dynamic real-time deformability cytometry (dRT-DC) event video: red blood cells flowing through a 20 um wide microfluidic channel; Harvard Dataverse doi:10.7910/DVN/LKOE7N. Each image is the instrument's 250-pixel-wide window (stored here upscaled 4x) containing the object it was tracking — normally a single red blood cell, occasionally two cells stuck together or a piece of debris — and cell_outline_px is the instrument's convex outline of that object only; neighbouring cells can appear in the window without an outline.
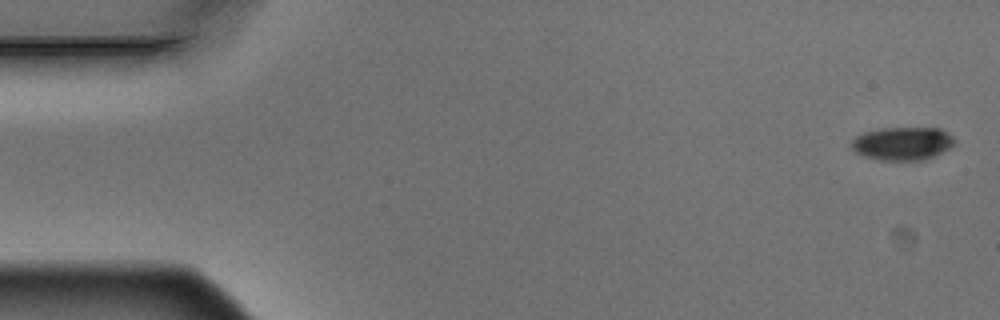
{"species": "Egyptian fruit bat (a non-hibernating species)", "species_latin": "Rousettus aegyptiacus", "temperature_condition": "warm", "stored_images_in_passage": 6, "segment_of_instrument_passage": [1, 2], "camera_frame_rate_fps": 3000, "um_per_image_px": 0.085, "animal": {"sex": "male"}, "frame": {"image": 1, "passage_image": 1, "time_ms": 0.0, "image_size_px": [1000, 320], "cell_outline_px": [[956, 140], [948, 148], [924, 160], [880, 160], [864, 156], [856, 152], [852, 148], [852, 140], [856, 136], [864, 132], [880, 128], [940, 128], [948, 132]], "centroid_in_image_um": [76.7, 12.19], "position_along_channel_um": 8.3, "area_um2": 19.77}}
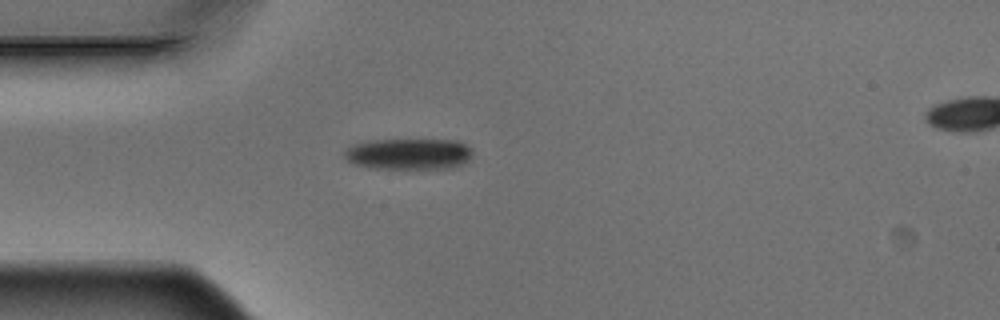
{"frame": {"image": 2, "passage_image": 5, "time_ms": 1.333, "image_size_px": [1000, 320], "cell_outline_px": [[472, 156], [464, 164], [452, 168], [372, 168], [352, 164], [344, 156], [344, 152], [348, 148], [356, 144], [368, 140], [456, 140], [472, 148]], "centroid_in_image_um": [34.77, 13.09], "position_along_channel_um": 50.2, "area_um2": 23.24}}